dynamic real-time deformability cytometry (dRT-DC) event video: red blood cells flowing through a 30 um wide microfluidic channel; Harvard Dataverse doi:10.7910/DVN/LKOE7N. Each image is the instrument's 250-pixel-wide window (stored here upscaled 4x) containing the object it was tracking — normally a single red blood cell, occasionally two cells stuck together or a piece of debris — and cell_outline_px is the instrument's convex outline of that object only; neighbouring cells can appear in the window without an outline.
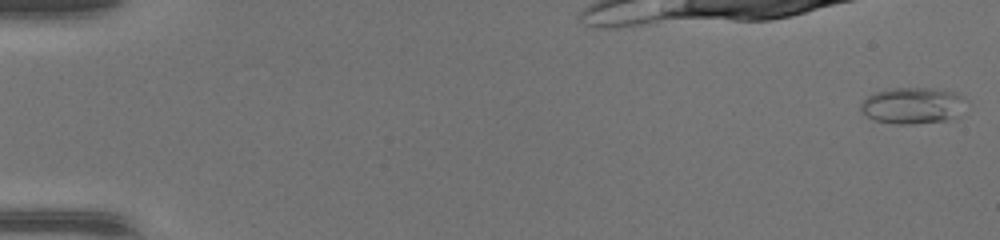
{"species": "common noctule bat (a hibernating species)", "species_latin": "Nyctalus noctula", "temperature_condition": "warm", "stored_images_in_passage": 47, "camera_frame_rate_fps": 3000, "um_per_image_px": 0.085, "animal": {"sex": "female", "body_mass_g": 17.0, "forearm_length_mm": 48.0}, "frame": {"image": 1, "passage_image": 1, "time_ms": 0.0, "image_size_px": [1000, 240], "cell_outline_px": [[968, 100], [948, 120], [908, 124], [896, 124], [876, 120], [860, 112], [860, 104], [868, 96], [876, 92], [888, 88], [932, 88], [956, 92], [964, 96]], "centroid_in_image_um": [77.53, 8.95], "position_along_channel_um": 7.5, "area_um2": 22.08}}
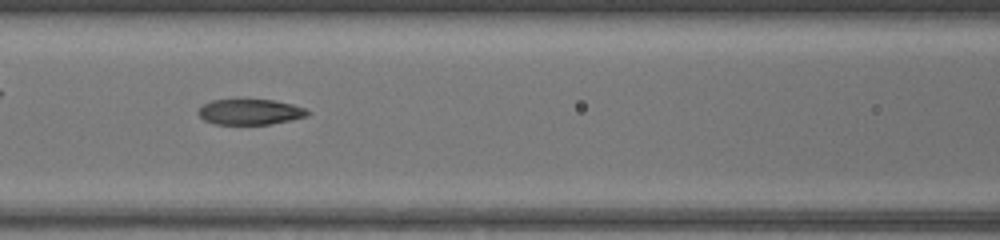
{"frame": {"image": 2, "passage_image": 23, "time_ms": 7.333, "image_size_px": [1000, 240], "cell_outline_px": [[312, 112], [308, 116], [272, 124], [216, 124], [204, 120], [196, 112], [204, 104], [212, 100], [272, 100], [292, 104], [304, 108]], "centroid_in_image_um": [21.28, 9.52], "position_along_channel_um": 145.3, "area_um2": 16.18}}
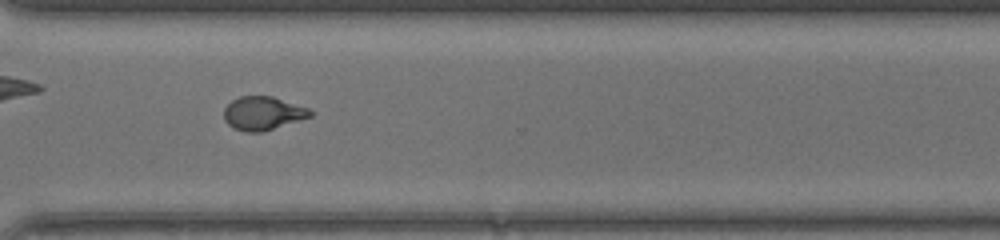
{"frame": {"image": 3, "passage_image": 37, "time_ms": 12.0, "image_size_px": [1000, 240], "cell_outline_px": [[316, 112], [312, 116], [300, 120], [260, 132], [248, 132], [232, 128], [224, 120], [224, 108], [232, 100], [240, 96], [272, 96], [308, 108]], "centroid_in_image_um": [22.35, 9.62], "position_along_channel_um": 348.3, "area_um2": 16.82}}